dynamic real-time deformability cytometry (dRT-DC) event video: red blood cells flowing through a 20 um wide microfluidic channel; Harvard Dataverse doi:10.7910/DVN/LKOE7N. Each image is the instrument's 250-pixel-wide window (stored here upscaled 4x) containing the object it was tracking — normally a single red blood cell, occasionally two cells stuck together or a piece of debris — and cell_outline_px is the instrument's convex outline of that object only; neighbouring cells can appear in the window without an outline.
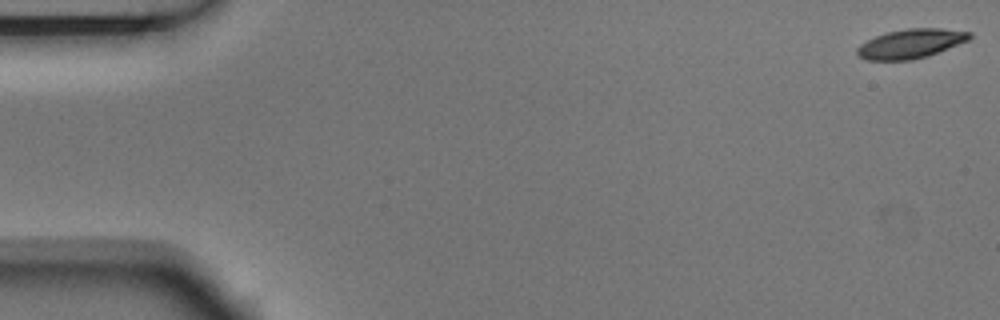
{"species": "Egyptian fruit bat (a non-hibernating species)", "species_latin": "Rousettus aegyptiacus", "temperature_condition": "room temperature", "stored_images_in_passage": 11, "camera_frame_rate_fps": 3000, "um_per_image_px": 0.085, "animal": {"sex": "male"}, "frame": {"image": 1, "passage_image": 1, "time_ms": 0.0, "image_size_px": [1000, 320], "cell_outline_px": [[972, 36], [968, 40], [928, 56], [912, 60], [864, 60], [856, 56], [856, 48], [860, 44], [876, 36], [888, 32], [908, 28], [940, 28], [972, 32]], "centroid_in_image_um": [77.38, 3.72], "position_along_channel_um": 7.6, "area_um2": 19.19}}
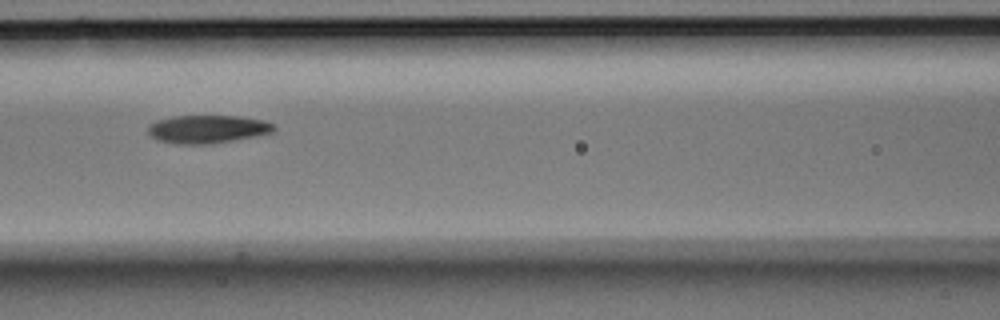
{"frame": {"image": 2, "passage_image": 7, "time_ms": 2.0, "image_size_px": [1000, 320], "cell_outline_px": [[276, 128], [272, 132], [260, 136], [212, 144], [176, 144], [156, 140], [148, 132], [148, 124], [156, 120], [172, 116], [240, 116], [264, 120], [276, 124]], "centroid_in_image_um": [17.67, 10.98], "position_along_channel_um": 148.9, "area_um2": 21.04}}
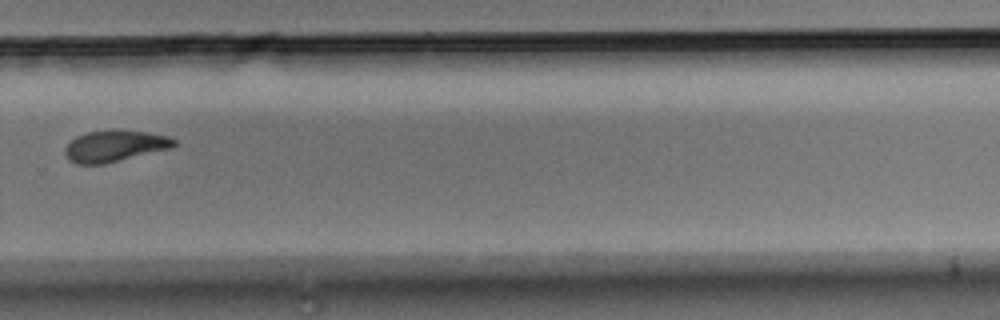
{"frame": {"image": 3, "passage_image": 11, "time_ms": 3.333, "image_size_px": [1000, 320], "cell_outline_px": [[176, 144], [172, 148], [104, 164], [76, 164], [68, 160], [64, 152], [68, 144], [76, 136], [88, 132], [112, 128], [116, 128], [148, 132], [168, 136], [176, 140]], "centroid_in_image_um": [9.76, 12.39], "position_along_channel_um": 320.0, "area_um2": 20.29}}